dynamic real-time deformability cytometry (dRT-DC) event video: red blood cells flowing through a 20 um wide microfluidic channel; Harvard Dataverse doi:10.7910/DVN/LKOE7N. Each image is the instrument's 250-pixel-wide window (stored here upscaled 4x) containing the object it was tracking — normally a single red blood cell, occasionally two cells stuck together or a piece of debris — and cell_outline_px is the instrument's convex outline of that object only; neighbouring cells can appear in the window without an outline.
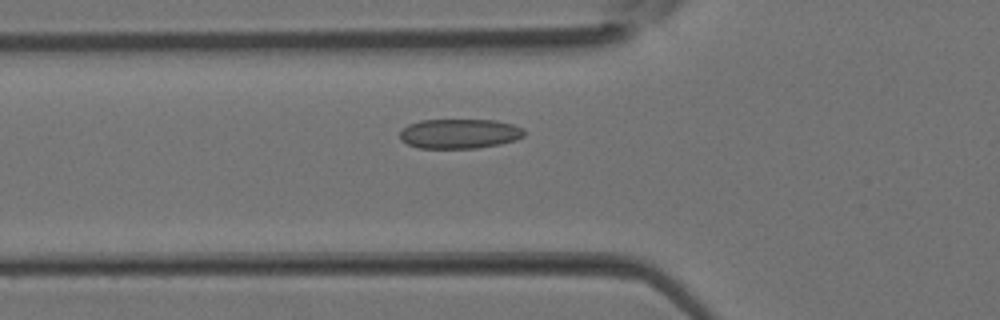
{"species": "Egyptian fruit bat (a non-hibernating species)", "species_latin": "Rousettus aegyptiacus", "temperature_condition": "room temperature", "stored_images_in_passage": 33, "camera_frame_rate_fps": 3000, "um_per_image_px": 0.085, "animal": {"sex": "female"}, "frame": {"image": 1, "passage_image": 11, "time_ms": 3.333, "image_size_px": [1000, 320], "cell_outline_px": [[524, 136], [516, 140], [500, 144], [476, 148], [420, 148], [408, 144], [400, 140], [400, 132], [408, 124], [420, 120], [496, 120], [512, 124], [524, 128]], "centroid_in_image_um": [39.07, 11.36], "position_along_channel_um": 86.7, "area_um2": 21.56}}
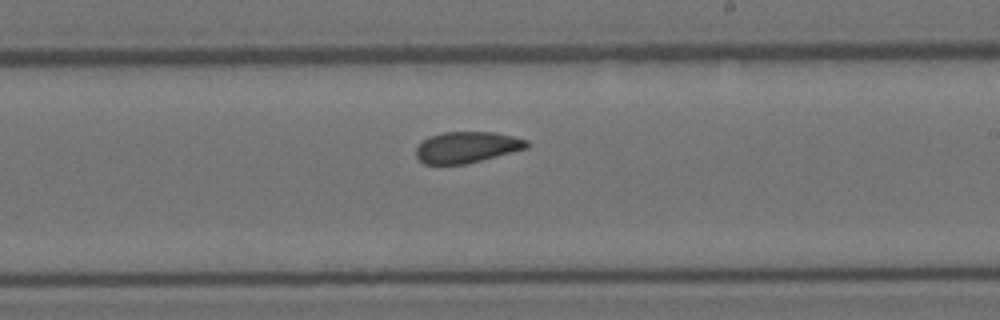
{"frame": {"image": 2, "passage_image": 20, "time_ms": 6.333, "image_size_px": [1000, 320], "cell_outline_px": [[528, 148], [464, 164], [424, 164], [416, 156], [416, 148], [428, 136], [444, 132], [496, 132], [528, 140]], "centroid_in_image_um": [39.67, 12.5], "position_along_channel_um": 249.3, "area_um2": 19.94}}
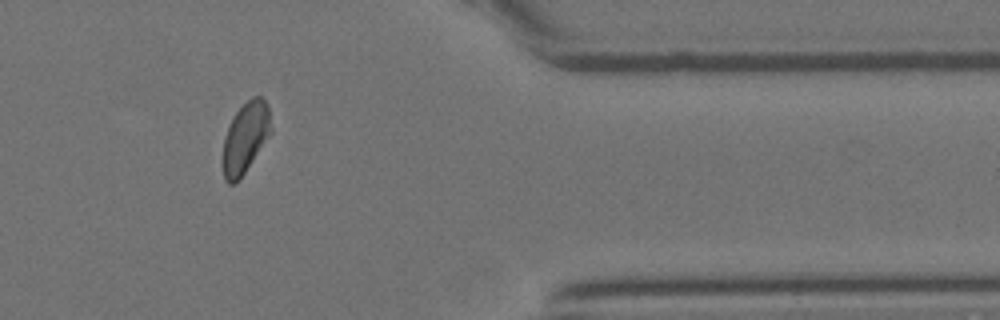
{"frame": {"image": 3, "passage_image": 29, "time_ms": 9.333, "image_size_px": [1000, 320], "cell_outline_px": [[272, 132], [240, 180], [236, 184], [228, 184], [224, 180], [224, 136], [232, 116], [252, 96], [260, 96], [264, 100], [268, 108], [272, 128]], "centroid_in_image_um": [20.87, 11.72], "position_along_channel_um": 390.5, "area_um2": 19.83}}